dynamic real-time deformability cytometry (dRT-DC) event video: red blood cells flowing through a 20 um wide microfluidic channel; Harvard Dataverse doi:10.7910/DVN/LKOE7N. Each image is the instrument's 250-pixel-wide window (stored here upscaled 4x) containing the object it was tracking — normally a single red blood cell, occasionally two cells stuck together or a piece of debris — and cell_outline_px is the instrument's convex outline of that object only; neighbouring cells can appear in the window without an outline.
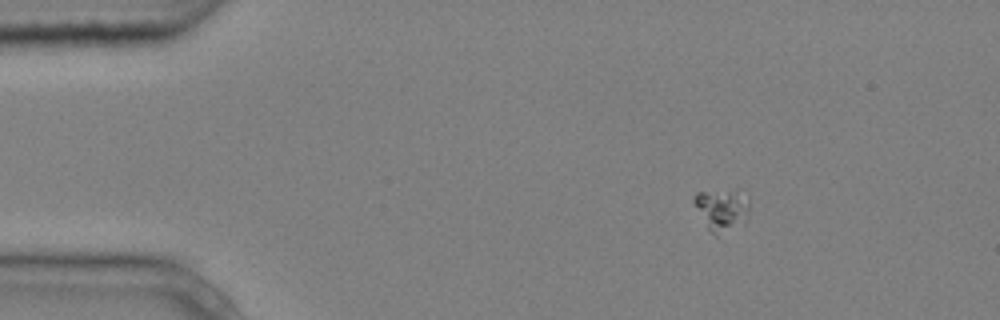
{"species": "common noctule bat (a hibernating species)", "species_latin": "Nyctalus noctula", "temperature_condition": "cold", "stored_images_in_passage": 4, "camera_frame_rate_fps": 3000, "um_per_image_px": 0.085, "animal": {"sex": "male", "body_mass_g": 20.4}, "frame": {"image": 1, "passage_image": 2, "time_ms": 0.333, "image_size_px": [1000, 320], "cell_outline_px": [[748, 216], [744, 224], [716, 236], [708, 228], [692, 200], [692, 196], [696, 192], [736, 192], [748, 200]], "centroid_in_image_um": [61.34, 17.87], "position_along_channel_um": 23.7, "area_um2": 12.95}}